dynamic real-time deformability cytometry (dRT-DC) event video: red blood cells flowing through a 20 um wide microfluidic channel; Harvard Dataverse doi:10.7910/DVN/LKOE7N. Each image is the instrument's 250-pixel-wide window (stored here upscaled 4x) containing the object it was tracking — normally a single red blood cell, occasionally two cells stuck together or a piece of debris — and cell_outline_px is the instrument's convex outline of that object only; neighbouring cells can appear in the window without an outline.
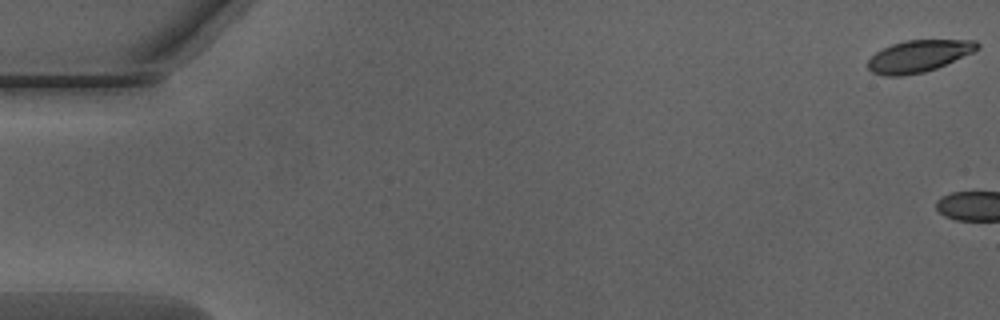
{"species": "Egyptian fruit bat (a non-hibernating species)", "species_latin": "Rousettus aegyptiacus", "temperature_condition": "warm", "stored_images_in_passage": 4, "camera_frame_rate_fps": 3000, "um_per_image_px": 0.085, "animal": {"sex": "male"}, "frame": {"image": 1, "passage_image": 1, "time_ms": 0.0, "image_size_px": [1000, 320], "cell_outline_px": [[980, 48], [972, 52], [936, 68], [924, 72], [900, 76], [884, 76], [872, 72], [868, 68], [868, 60], [876, 52], [892, 44], [904, 40], [976, 40], [980, 44]], "centroid_in_image_um": [78.08, 4.76], "position_along_channel_um": 6.9, "area_um2": 20.17}}